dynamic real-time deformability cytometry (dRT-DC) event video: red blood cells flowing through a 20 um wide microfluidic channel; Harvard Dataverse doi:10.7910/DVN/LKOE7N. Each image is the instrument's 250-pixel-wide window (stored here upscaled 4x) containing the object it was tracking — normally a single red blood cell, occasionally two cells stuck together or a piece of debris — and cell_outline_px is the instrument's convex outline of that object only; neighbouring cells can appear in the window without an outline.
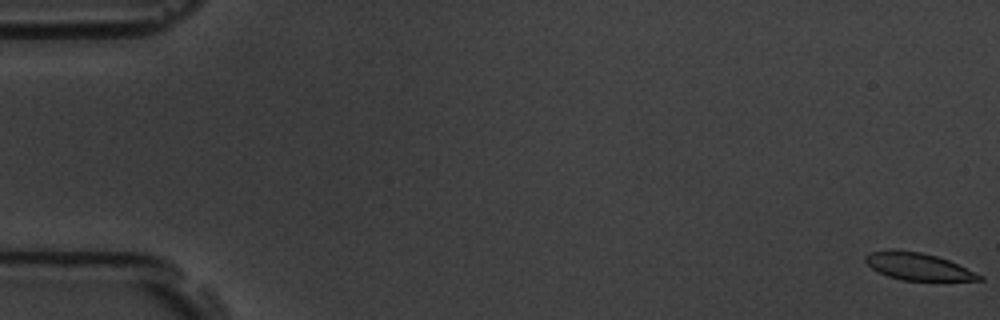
{"species": "common noctule bat (a hibernating species)", "species_latin": "Nyctalus noctula", "temperature_condition": "room temperature", "stored_images_in_passage": 8, "camera_frame_rate_fps": 3000, "um_per_image_px": 0.085, "animal": {"sex": "male", "body_mass_g": 19.5, "forearm_length_mm": 54.6}, "frame": {"image": 1, "passage_image": 1, "time_ms": 0.0, "image_size_px": [1000, 320], "cell_outline_px": [[984, 280], [900, 280], [888, 276], [872, 268], [864, 260], [864, 256], [872, 252], [892, 248], [920, 252], [936, 256], [948, 260], [984, 276]], "centroid_in_image_um": [78.01, 22.63], "position_along_channel_um": 7.0, "area_um2": 17.92}}